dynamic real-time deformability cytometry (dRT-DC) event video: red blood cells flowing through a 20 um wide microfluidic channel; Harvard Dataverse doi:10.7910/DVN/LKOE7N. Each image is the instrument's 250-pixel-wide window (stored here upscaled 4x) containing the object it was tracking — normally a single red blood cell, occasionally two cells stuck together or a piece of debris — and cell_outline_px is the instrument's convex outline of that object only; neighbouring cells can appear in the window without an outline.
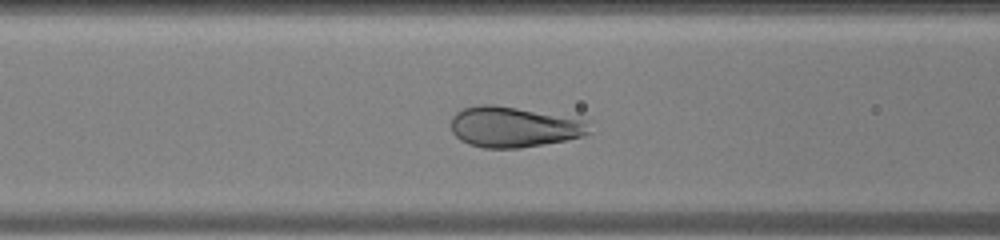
{"species": "human", "species_latin": "Homo sapiens", "temperature_condition": "warm", "stored_images_in_passage": 18, "camera_frame_rate_fps": 3000, "um_per_image_px": 0.085, "donor": {"sex": "male"}, "frame": {"image": 1, "passage_image": 4, "time_ms": 1.0, "image_size_px": [1000, 240], "cell_outline_px": [[576, 136], [560, 140], [532, 144], [476, 144], [468, 140], [464, 112], [472, 108], [508, 108], [556, 120]], "centroid_in_image_um": [43.5, 10.82], "position_along_channel_um": 123.1, "area_um2": 22.31}}
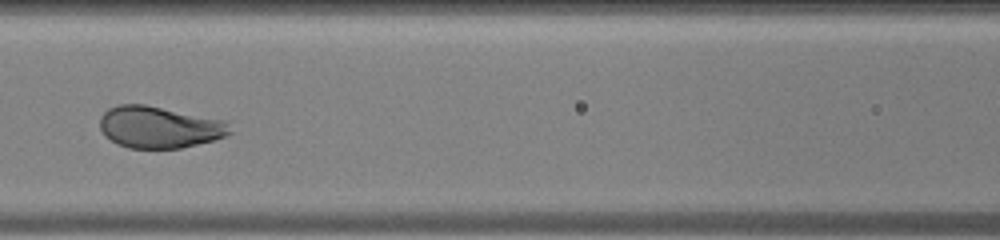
{"frame": {"image": 2, "passage_image": 6, "time_ms": 1.667, "image_size_px": [1000, 240], "cell_outline_px": [[220, 136], [208, 140], [172, 148], [136, 148], [124, 144], [108, 136], [104, 128], [104, 116], [108, 112], [116, 108], [156, 108], [180, 116]], "centroid_in_image_um": [13.01, 10.93], "position_along_channel_um": 153.6, "area_um2": 23.87}}
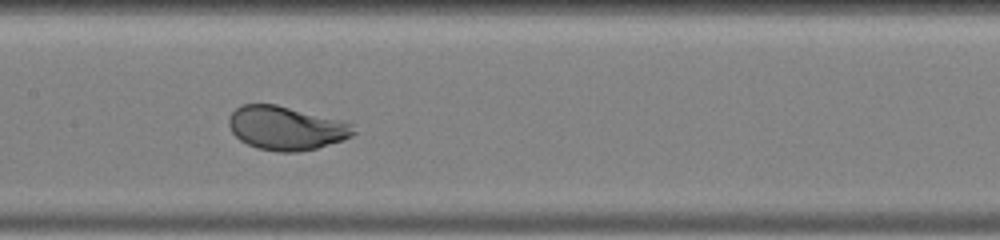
{"frame": {"image": 3, "passage_image": 8, "time_ms": 2.333, "image_size_px": [1000, 240], "cell_outline_px": [[344, 136], [336, 140], [312, 148], [264, 148], [252, 144], [244, 140], [232, 128], [232, 116], [240, 108], [252, 104], [268, 104], [284, 108]], "centroid_in_image_um": [23.75, 10.9], "position_along_channel_um": 183.7, "area_um2": 23.93}}